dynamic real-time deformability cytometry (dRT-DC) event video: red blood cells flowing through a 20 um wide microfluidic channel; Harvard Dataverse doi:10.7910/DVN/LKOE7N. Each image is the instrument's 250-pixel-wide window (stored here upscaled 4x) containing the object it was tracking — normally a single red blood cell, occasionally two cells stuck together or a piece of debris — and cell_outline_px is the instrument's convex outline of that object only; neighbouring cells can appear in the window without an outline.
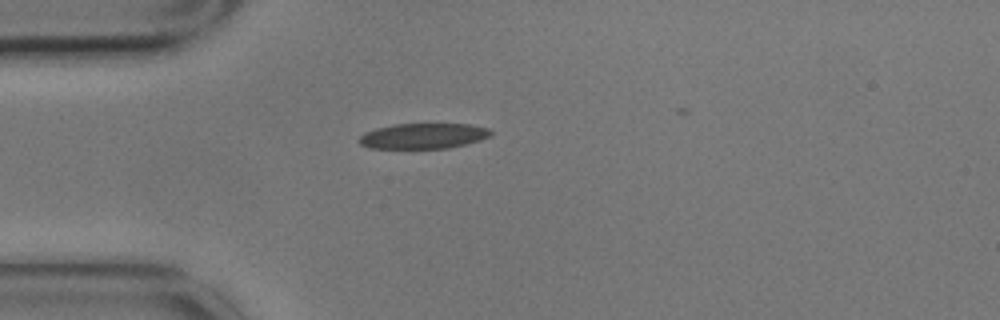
{"species": "common noctule bat (a hibernating species)", "species_latin": "Nyctalus noctula", "temperature_condition": "cold", "stored_images_in_passage": 2, "camera_frame_rate_fps": 3000, "um_per_image_px": 0.085, "animal": {"sex": "male", "body_mass_g": 17.9}, "frame": {"image": 1, "passage_image": 1, "time_ms": 0.0, "image_size_px": [1000, 320], "cell_outline_px": [[492, 136], [480, 140], [448, 148], [368, 148], [360, 144], [360, 136], [364, 132], [376, 128], [396, 124], [472, 124], [488, 128], [492, 132]], "centroid_in_image_um": [36.0, 11.55], "position_along_channel_um": 49.0, "area_um2": 19.48}}